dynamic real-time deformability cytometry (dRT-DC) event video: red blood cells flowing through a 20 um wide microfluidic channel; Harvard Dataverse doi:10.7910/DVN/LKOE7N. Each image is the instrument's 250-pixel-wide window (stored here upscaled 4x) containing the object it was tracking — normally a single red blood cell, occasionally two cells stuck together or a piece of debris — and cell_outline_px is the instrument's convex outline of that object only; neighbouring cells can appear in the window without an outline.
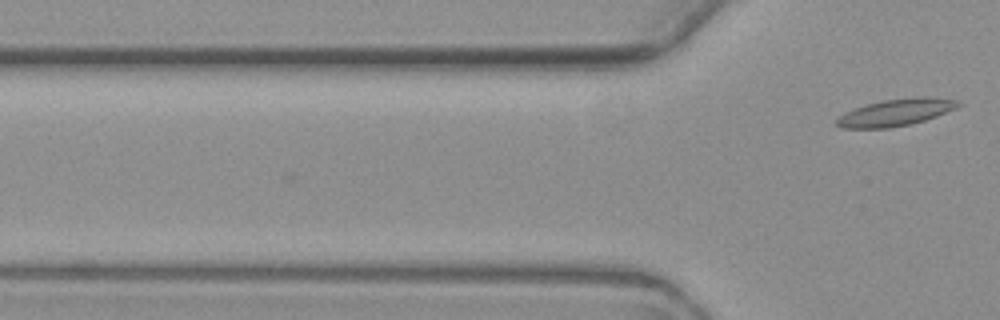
{"species": "common noctule bat (a hibernating species)", "species_latin": "Nyctalus noctula", "temperature_condition": "warm", "stored_images_in_passage": 2, "camera_frame_rate_fps": 3000, "um_per_image_px": 0.085, "animal": {"sex": "female", "body_mass_g": 19.3, "forearm_length_mm": 54.1}, "frame": {"image": 1, "passage_image": 2, "time_ms": 1.0, "image_size_px": [1000, 320], "cell_outline_px": [[960, 104], [956, 108], [936, 116], [912, 124], [888, 128], [840, 128], [836, 124], [836, 116], [844, 112], [868, 104], [884, 100], [920, 96], [924, 96], [956, 100]], "centroid_in_image_um": [76.09, 9.56], "position_along_channel_um": 49.7, "area_um2": 18.96}}